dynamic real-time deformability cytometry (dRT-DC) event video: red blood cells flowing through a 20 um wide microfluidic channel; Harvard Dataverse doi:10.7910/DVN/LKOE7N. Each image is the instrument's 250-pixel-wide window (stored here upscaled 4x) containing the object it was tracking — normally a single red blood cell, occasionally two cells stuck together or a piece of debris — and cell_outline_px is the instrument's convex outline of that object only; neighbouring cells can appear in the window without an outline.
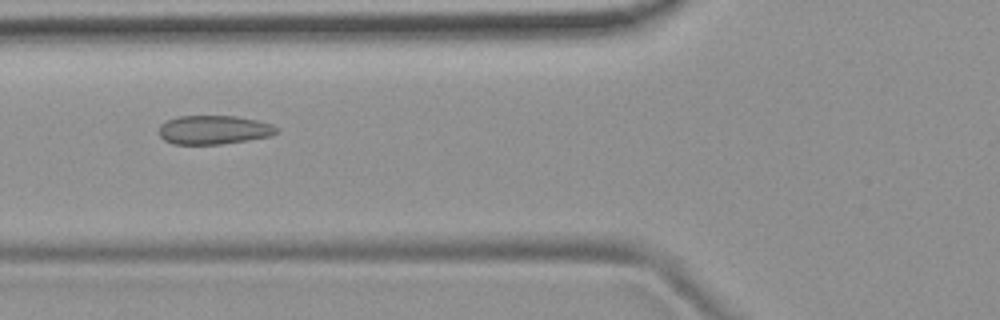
{"species": "common noctule bat (a hibernating species)", "species_latin": "Nyctalus noctula", "temperature_condition": "room temperature", "stored_images_in_passage": 6, "camera_frame_rate_fps": 3000, "um_per_image_px": 0.085, "animal": {"sex": "female", "body_mass_g": 19.9}, "frame": {"image": 1, "passage_image": 6, "time_ms": 1.667, "image_size_px": [1000, 320], "cell_outline_px": [[280, 132], [272, 136], [248, 140], [220, 144], [172, 144], [164, 140], [160, 136], [160, 124], [168, 120], [180, 116], [236, 116], [256, 120], [272, 124], [280, 128]], "centroid_in_image_um": [18.23, 11.04], "position_along_channel_um": 107.6, "area_um2": 19.88}}